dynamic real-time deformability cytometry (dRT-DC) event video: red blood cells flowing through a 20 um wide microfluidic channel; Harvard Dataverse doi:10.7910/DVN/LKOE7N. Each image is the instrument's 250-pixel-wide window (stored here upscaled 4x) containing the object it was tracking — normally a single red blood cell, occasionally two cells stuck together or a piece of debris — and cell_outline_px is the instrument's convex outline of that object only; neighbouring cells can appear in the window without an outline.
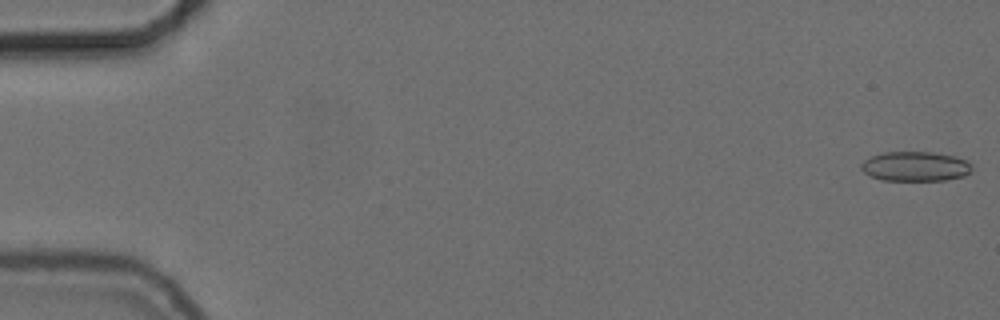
{"species": "common noctule bat (a hibernating species)", "species_latin": "Nyctalus noctula", "temperature_condition": "cold", "stored_images_in_passage": 55, "camera_frame_rate_fps": 3000, "um_per_image_px": 0.085, "animal": {"sex": "female", "body_mass_g": 24.6, "forearm_length_mm": 56.2}, "frame": {"image": 1, "passage_image": 1, "time_ms": 0.0, "image_size_px": [1000, 320], "cell_outline_px": [[972, 168], [964, 176], [944, 180], [880, 180], [864, 172], [860, 168], [860, 164], [864, 160], [872, 156], [884, 152], [932, 152], [956, 156], [968, 160], [972, 164]], "centroid_in_image_um": [77.81, 14.13], "position_along_channel_um": 7.2, "area_um2": 19.19}}
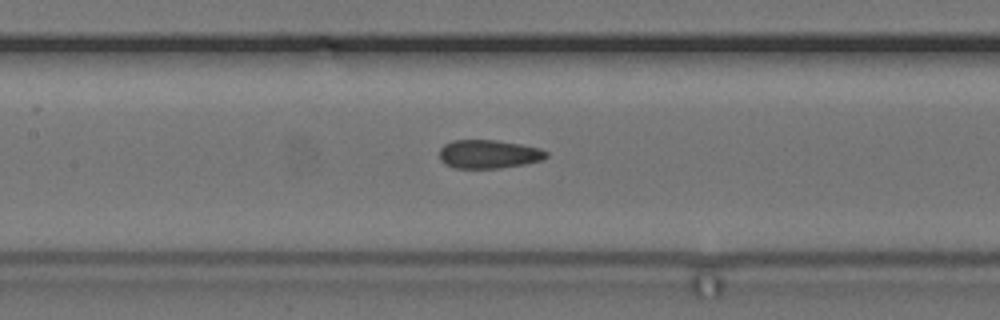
{"frame": {"image": 2, "passage_image": 26, "time_ms": 8.333, "image_size_px": [1000, 320], "cell_outline_px": [[548, 156], [544, 160], [524, 164], [500, 168], [452, 168], [444, 164], [440, 160], [440, 148], [444, 144], [452, 140], [496, 140], [520, 144], [540, 148], [548, 152]], "centroid_in_image_um": [41.53, 13.1], "position_along_channel_um": 165.9, "area_um2": 17.98}}
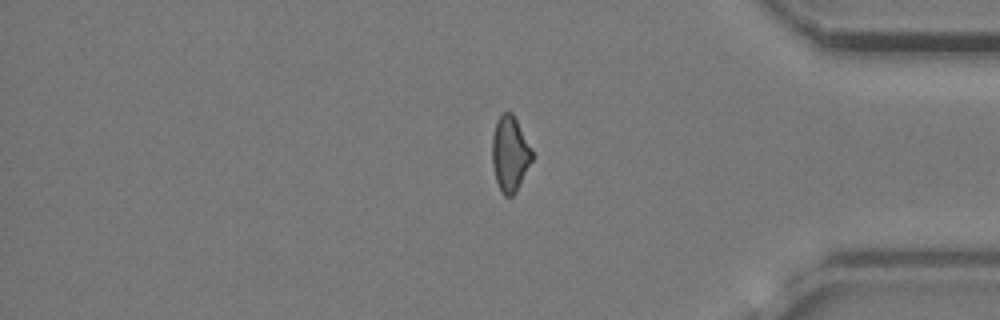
{"frame": {"image": 3, "passage_image": 46, "time_ms": 15.0, "image_size_px": [1000, 320], "cell_outline_px": [[536, 156], [516, 192], [512, 196], [504, 196], [500, 192], [496, 180], [492, 164], [492, 136], [496, 120], [504, 112], [512, 112]], "centroid_in_image_um": [43.37, 13.1], "position_along_channel_um": 391.8, "area_um2": 17.92}, "authors_computed_cell_mechanics": {"area_um2": 18.0914, "velocity_mm_per_s": 3.7297, "shape_relaxation_time_tau1_ms": null, "shape_relaxation_time_tau2_ms": 2.5728, "deformation_change_tau1": null, "deformation_change_tau2": 0.0974}}